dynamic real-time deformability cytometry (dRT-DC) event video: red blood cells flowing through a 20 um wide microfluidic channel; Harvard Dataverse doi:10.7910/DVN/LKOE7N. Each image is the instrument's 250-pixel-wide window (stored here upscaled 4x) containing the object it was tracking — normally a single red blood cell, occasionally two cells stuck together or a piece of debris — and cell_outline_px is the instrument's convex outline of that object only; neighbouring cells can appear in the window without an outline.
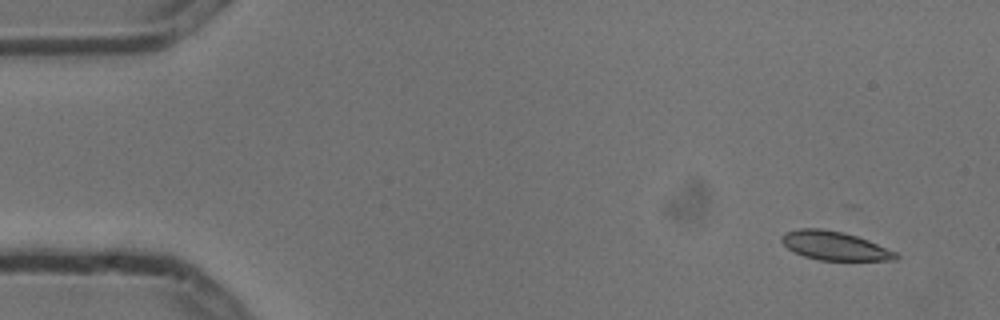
{"species": "common noctule bat (a hibernating species)", "species_latin": "Nyctalus noctula", "temperature_condition": "cold", "stored_images_in_passage": 6, "camera_frame_rate_fps": 3000, "um_per_image_px": 0.085, "animal": {"sex": "male", "body_mass_g": 13.3}, "frame": {"image": 1, "passage_image": 1, "time_ms": 0.0, "image_size_px": [1000, 320], "cell_outline_px": [[900, 256], [896, 260], [820, 260], [804, 256], [788, 248], [780, 240], [780, 236], [784, 232], [800, 228], [820, 228], [844, 232], [868, 240], [896, 252]], "centroid_in_image_um": [70.93, 20.88], "position_along_channel_um": 14.1, "area_um2": 19.07}}
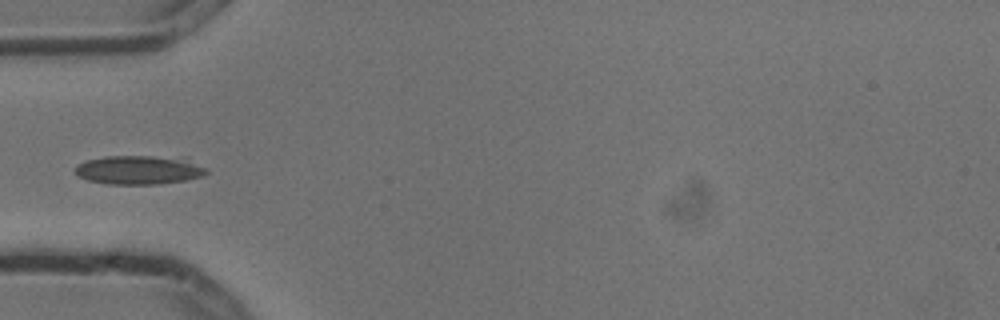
{"frame": {"image": 2, "passage_image": 5, "time_ms": 1.333, "image_size_px": [1000, 320], "cell_outline_px": [[208, 172], [204, 176], [184, 180], [156, 184], [108, 184], [88, 180], [72, 172], [76, 164], [88, 160], [104, 156], [152, 156], [176, 160], [208, 168]], "centroid_in_image_um": [11.67, 14.47], "position_along_channel_um": 73.3, "area_um2": 21.44}}
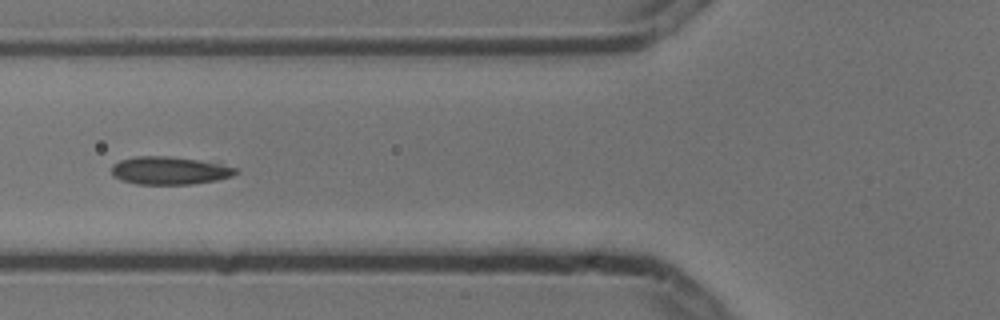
{"frame": {"image": 3, "passage_image": 6, "time_ms": 1.667, "image_size_px": [1000, 320], "cell_outline_px": [[236, 172], [232, 176], [216, 180], [192, 184], [136, 184], [120, 180], [112, 176], [112, 164], [120, 160], [136, 156], [168, 156], [196, 160], [220, 164], [236, 168]], "centroid_in_image_um": [14.34, 14.5], "position_along_channel_um": 111.5, "area_um2": 20.0}}